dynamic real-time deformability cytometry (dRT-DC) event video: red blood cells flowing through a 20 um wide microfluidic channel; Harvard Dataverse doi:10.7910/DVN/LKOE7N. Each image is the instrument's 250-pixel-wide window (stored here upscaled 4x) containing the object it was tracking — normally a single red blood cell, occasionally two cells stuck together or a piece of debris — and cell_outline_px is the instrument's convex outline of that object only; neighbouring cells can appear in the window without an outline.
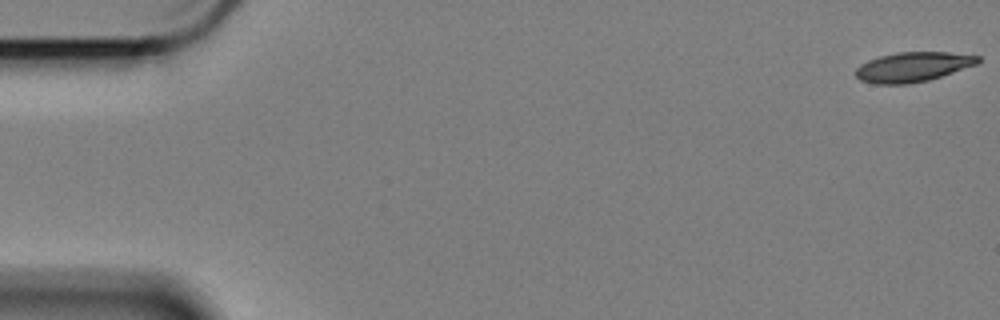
{"species": "Egyptian fruit bat (a non-hibernating species)", "species_latin": "Rousettus aegyptiacus", "temperature_condition": "cold", "stored_images_in_passage": 16, "camera_frame_rate_fps": 3000, "um_per_image_px": 0.085, "animal": {"sex": "female"}, "frame": {"image": 1, "passage_image": 1, "time_ms": 0.0, "image_size_px": [1000, 320], "cell_outline_px": [[980, 60], [976, 64], [928, 80], [908, 84], [876, 84], [860, 80], [856, 76], [856, 68], [860, 64], [868, 60], [880, 56], [896, 52], [948, 52], [980, 56]], "centroid_in_image_um": [77.55, 5.68], "position_along_channel_um": 7.4, "area_um2": 20.98}}
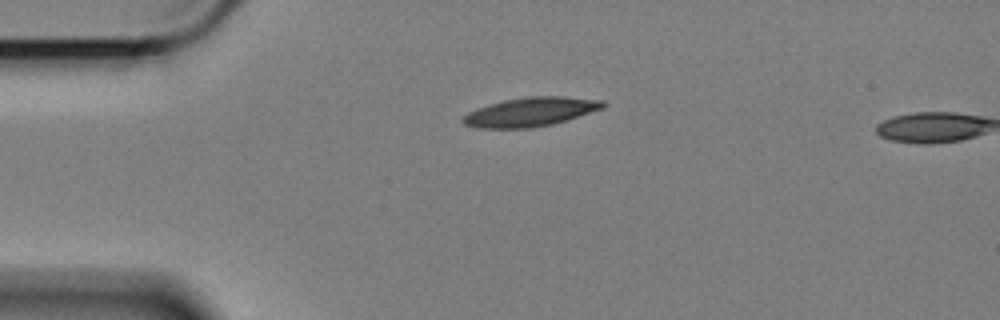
{"frame": {"image": 2, "passage_image": 14, "time_ms": 4.333, "image_size_px": [1000, 320], "cell_outline_px": [[604, 108], [552, 124], [532, 128], [476, 128], [464, 124], [460, 120], [468, 112], [476, 108], [488, 104], [504, 100], [528, 96], [564, 96], [604, 100]], "centroid_in_image_um": [45.06, 9.51], "position_along_channel_um": 39.9, "area_um2": 23.7}}